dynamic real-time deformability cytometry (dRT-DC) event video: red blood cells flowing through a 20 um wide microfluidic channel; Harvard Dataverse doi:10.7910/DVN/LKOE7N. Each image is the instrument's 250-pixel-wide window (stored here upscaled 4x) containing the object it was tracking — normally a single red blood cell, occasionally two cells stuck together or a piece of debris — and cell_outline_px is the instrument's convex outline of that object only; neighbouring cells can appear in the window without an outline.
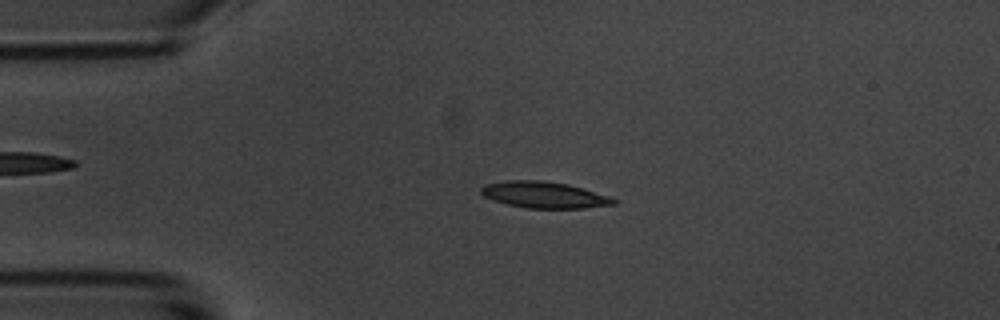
{"species": "common noctule bat (a hibernating species)", "species_latin": "Nyctalus noctula", "temperature_condition": "room temperature", "stored_images_in_passage": 46, "camera_frame_rate_fps": 3000, "um_per_image_px": 0.085, "animal": {"sex": "male", "body_mass_g": 20.1, "forearm_length_mm": 53.5}, "frame": {"image": 1, "passage_image": 3, "time_ms": 0.667, "image_size_px": [1000, 320], "cell_outline_px": [[616, 204], [584, 208], [528, 208], [508, 204], [484, 196], [480, 192], [480, 188], [484, 184], [508, 180], [544, 180], [568, 184], [608, 196], [616, 200]], "centroid_in_image_um": [46.23, 16.55], "position_along_channel_um": 38.8, "area_um2": 20.17}}
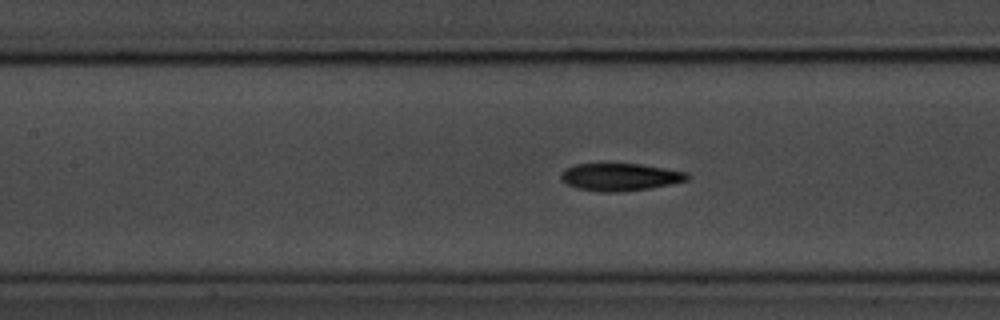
{"frame": {"image": 2, "passage_image": 15, "time_ms": 4.667, "image_size_px": [1000, 320], "cell_outline_px": [[692, 176], [688, 180], [652, 188], [620, 192], [600, 192], [576, 188], [560, 180], [560, 176], [568, 168], [576, 164], [640, 164], [688, 172]], "centroid_in_image_um": [52.75, 15.05], "position_along_channel_um": 154.6, "area_um2": 20.23}}
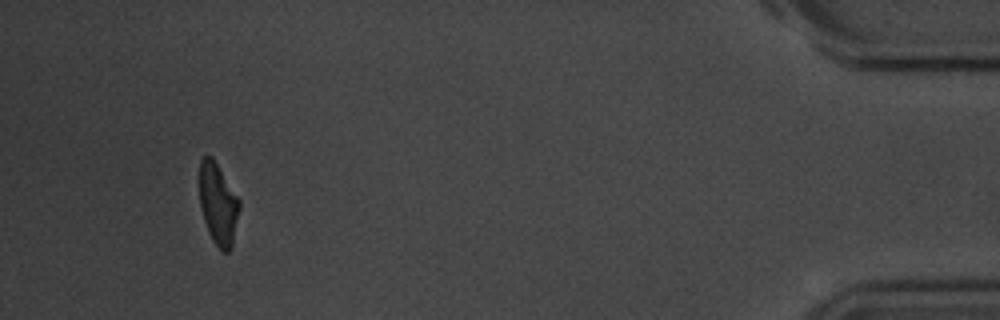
{"frame": {"image": 3, "passage_image": 43, "time_ms": 14.0, "image_size_px": [1000, 320], "cell_outline_px": [[240, 208], [232, 248], [228, 252], [220, 252], [212, 240], [208, 232], [204, 220], [200, 204], [200, 160], [204, 156], [212, 156], [240, 200]], "centroid_in_image_um": [18.55, 17.39], "position_along_channel_um": 416.6, "area_um2": 19.07}, "authors_computed_cell_mechanics": {"area_um2": 19.9988, "velocity_mm_per_s": 3.5746, "shape_relaxation_time_tau1_ms": 4.0042, "shape_relaxation_time_tau2_ms": 3.2788, "deformation_change_tau1": 0.1794, "deformation_change_tau2": 0.089}}